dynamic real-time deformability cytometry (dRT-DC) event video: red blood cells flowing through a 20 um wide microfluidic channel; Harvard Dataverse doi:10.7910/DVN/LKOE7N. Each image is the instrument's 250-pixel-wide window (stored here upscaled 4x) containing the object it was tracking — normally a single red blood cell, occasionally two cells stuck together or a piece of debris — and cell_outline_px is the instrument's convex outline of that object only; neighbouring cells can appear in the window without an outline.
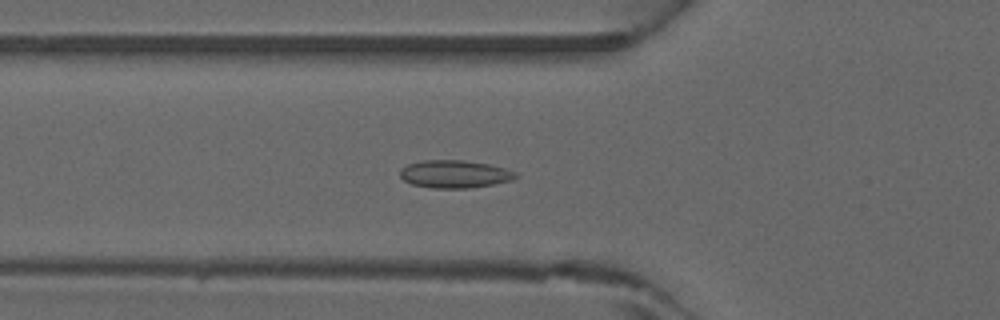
{"species": "common noctule bat (a hibernating species)", "species_latin": "Nyctalus noctula", "temperature_condition": "warm", "stored_images_in_passage": 46, "camera_frame_rate_fps": 3000, "um_per_image_px": 0.085, "animal": {"sex": "male", "forearm_length_mm": 52.5}, "frame": {"image": 1, "passage_image": 17, "time_ms": 5.333, "image_size_px": [1000, 320], "cell_outline_px": [[520, 176], [512, 180], [492, 184], [468, 188], [432, 188], [412, 184], [404, 180], [400, 176], [400, 168], [408, 164], [424, 160], [464, 160], [488, 164], [504, 168], [516, 172]], "centroid_in_image_um": [38.64, 14.79], "position_along_channel_um": 87.2, "area_um2": 18.67}}
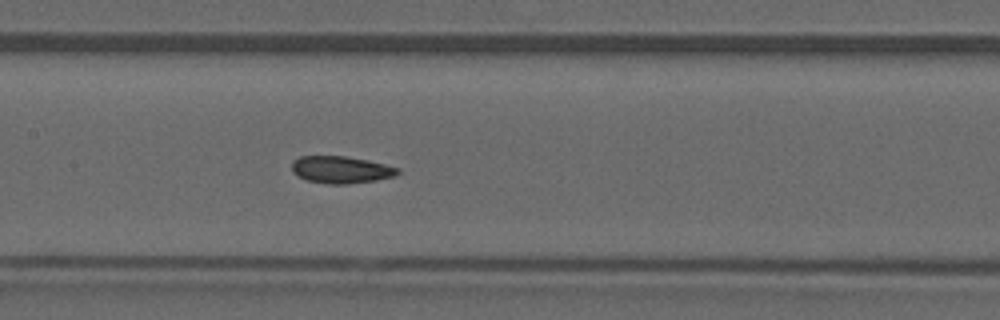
{"frame": {"image": 2, "passage_image": 23, "time_ms": 7.333, "image_size_px": [1000, 320], "cell_outline_px": [[400, 172], [396, 176], [376, 180], [348, 184], [328, 184], [308, 180], [292, 172], [292, 160], [300, 156], [344, 156], [368, 160], [400, 168]], "centroid_in_image_um": [29.0, 14.42], "position_along_channel_um": 178.4, "area_um2": 16.76}}
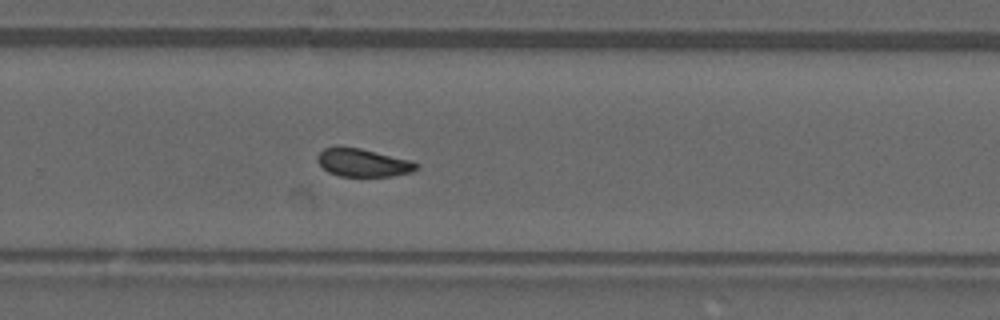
{"frame": {"image": 3, "passage_image": 31, "time_ms": 10.0, "image_size_px": [1000, 320], "cell_outline_px": [[420, 164], [412, 172], [392, 176], [340, 176], [328, 172], [316, 160], [316, 156], [324, 148], [336, 144], [340, 144], [360, 148], [408, 160]], "centroid_in_image_um": [30.78, 13.8], "position_along_channel_um": 299.0, "area_um2": 16.3}}